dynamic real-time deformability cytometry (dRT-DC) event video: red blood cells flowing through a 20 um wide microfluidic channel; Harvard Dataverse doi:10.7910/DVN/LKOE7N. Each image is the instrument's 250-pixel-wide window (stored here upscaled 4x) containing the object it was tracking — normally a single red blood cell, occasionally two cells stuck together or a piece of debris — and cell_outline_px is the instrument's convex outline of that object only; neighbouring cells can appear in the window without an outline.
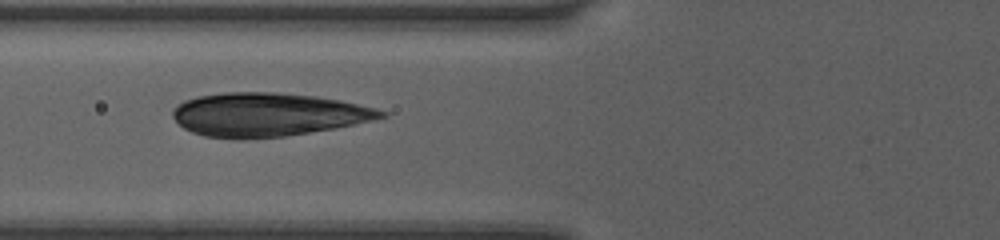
{"species": "human", "species_latin": "Homo sapiens", "temperature_condition": "room temperature", "stored_images_in_passage": 7, "camera_frame_rate_fps": 3000, "um_per_image_px": 0.085, "donor": {"sex": "female"}, "frame": {"image": 1, "passage_image": 3, "time_ms": 2.0, "image_size_px": [1000, 240], "cell_outline_px": [[388, 116], [372, 120], [332, 128], [284, 136], [240, 140], [204, 136], [192, 132], [184, 128], [172, 116], [172, 108], [176, 104], [184, 100], [196, 96], [224, 92], [276, 92], [316, 96], [340, 100], [376, 108], [388, 112]], "centroid_in_image_um": [22.7, 9.73], "position_along_channel_um": 103.1, "area_um2": 52.94}}
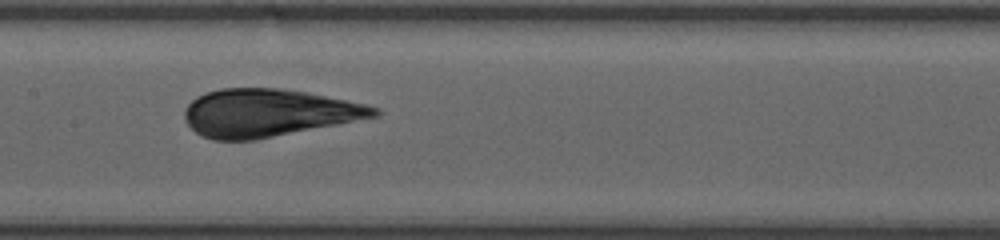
{"frame": {"image": 2, "passage_image": 5, "time_ms": 4.0, "image_size_px": [1000, 240], "cell_outline_px": [[380, 116], [256, 140], [212, 140], [196, 132], [188, 124], [184, 116], [184, 112], [188, 104], [196, 96], [220, 88], [280, 88], [304, 92], [364, 104], [380, 108]], "centroid_in_image_um": [22.79, 9.6], "position_along_channel_um": 184.6, "area_um2": 52.42}}
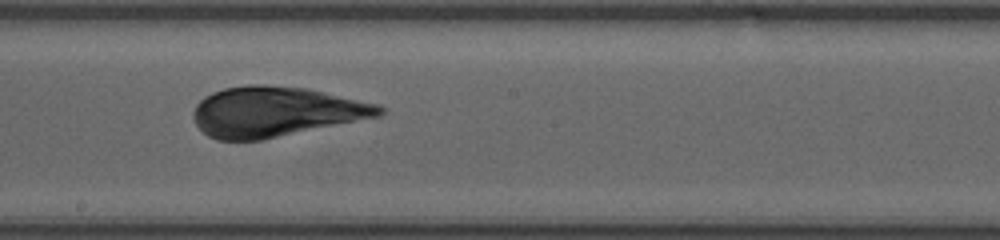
{"frame": {"image": 3, "passage_image": 6, "time_ms": 5.0, "image_size_px": [1000, 240], "cell_outline_px": [[384, 112], [380, 116], [260, 140], [216, 140], [208, 136], [196, 124], [196, 104], [204, 96], [212, 92], [224, 88], [248, 84], [264, 84], [308, 88], [376, 104], [384, 108]], "centroid_in_image_um": [23.41, 9.48], "position_along_channel_um": 224.8, "area_um2": 53.75}}